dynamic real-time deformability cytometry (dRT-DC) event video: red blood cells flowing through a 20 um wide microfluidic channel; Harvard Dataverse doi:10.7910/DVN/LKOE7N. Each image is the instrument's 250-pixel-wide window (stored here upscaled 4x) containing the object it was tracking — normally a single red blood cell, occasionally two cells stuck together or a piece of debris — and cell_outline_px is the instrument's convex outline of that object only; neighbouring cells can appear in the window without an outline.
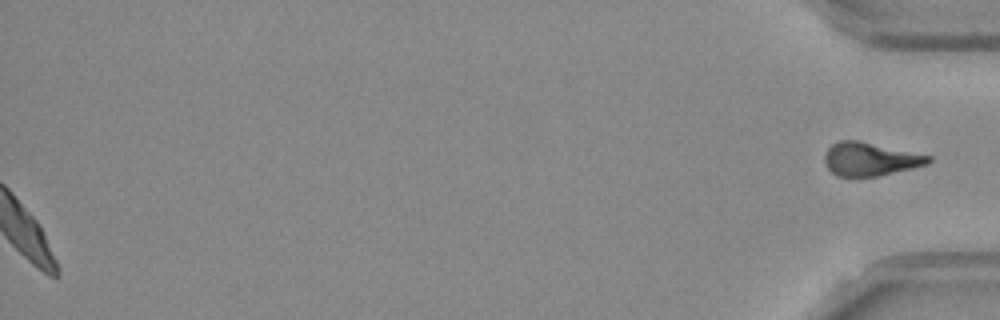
{"species": "Egyptian fruit bat (a non-hibernating species)", "species_latin": "Rousettus aegyptiacus", "temperature_condition": "room temperature", "stored_images_in_passage": 53, "segment_of_instrument_passage": [2, 2], "camera_frame_rate_fps": 3000, "um_per_image_px": 0.085, "frame": {"image": 1, "passage_image": 53, "time_ms": 17.333, "image_size_px": [1000, 320], "cell_outline_px": [[932, 160], [928, 164], [912, 168], [876, 176], [836, 176], [828, 168], [824, 160], [824, 156], [828, 148], [832, 144], [840, 140], [856, 140], [932, 156]], "centroid_in_image_um": [73.95, 13.52], "position_along_channel_um": 361.2, "area_um2": 19.88}}